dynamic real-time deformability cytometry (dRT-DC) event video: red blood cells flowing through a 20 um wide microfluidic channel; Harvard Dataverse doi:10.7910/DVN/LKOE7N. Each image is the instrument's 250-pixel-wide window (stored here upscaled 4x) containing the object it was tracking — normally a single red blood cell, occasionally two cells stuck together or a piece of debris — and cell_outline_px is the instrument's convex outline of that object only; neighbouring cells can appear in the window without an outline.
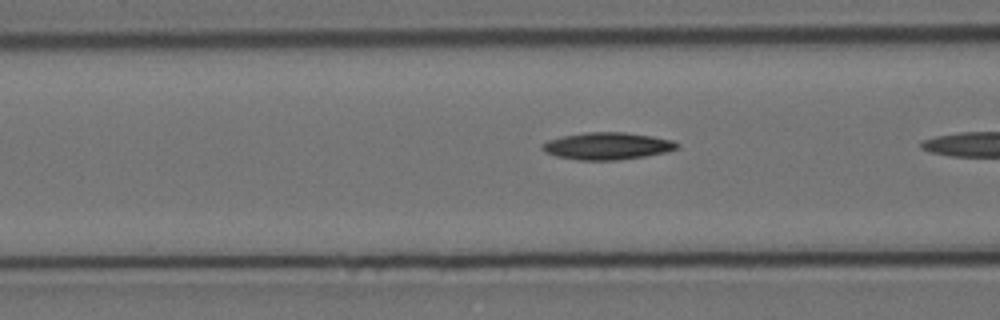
{"species": "Egyptian fruit bat (a non-hibernating species)", "species_latin": "Rousettus aegyptiacus", "temperature_condition": "cold", "stored_images_in_passage": 20, "camera_frame_rate_fps": 3000, "um_per_image_px": 0.085, "animal": {"sex": "female"}, "frame": {"image": 1, "passage_image": 19, "time_ms": 6.0, "image_size_px": [1000, 320], "cell_outline_px": [[680, 144], [676, 148], [668, 152], [644, 156], [616, 160], [576, 160], [556, 156], [544, 152], [540, 148], [540, 144], [548, 140], [560, 136], [584, 132], [624, 132], [652, 136], [672, 140]], "centroid_in_image_um": [51.56, 12.4], "position_along_channel_um": 115.0, "area_um2": 21.5}}